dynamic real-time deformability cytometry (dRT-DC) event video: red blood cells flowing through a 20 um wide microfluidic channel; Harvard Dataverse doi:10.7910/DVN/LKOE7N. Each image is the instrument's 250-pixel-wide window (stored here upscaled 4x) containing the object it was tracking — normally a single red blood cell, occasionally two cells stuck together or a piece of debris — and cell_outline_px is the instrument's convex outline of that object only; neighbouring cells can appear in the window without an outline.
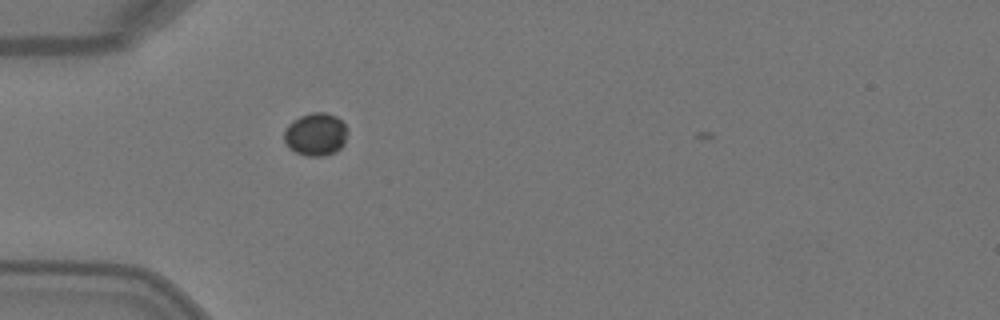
{"species": "Egyptian fruit bat (a non-hibernating species)", "species_latin": "Rousettus aegyptiacus", "temperature_condition": "warm", "stored_images_in_passage": 1, "camera_frame_rate_fps": 3000, "um_per_image_px": 0.085, "animal": {"sex": "female"}, "frame": {"image": 1, "passage_image": 1, "time_ms": 0.0, "image_size_px": [1000, 320], "cell_outline_px": [[348, 132], [344, 144], [336, 152], [324, 156], [308, 156], [296, 152], [288, 148], [284, 140], [284, 132], [288, 124], [292, 120], [300, 116], [312, 112], [324, 112], [336, 116], [348, 128]], "centroid_in_image_um": [26.84, 11.42], "position_along_channel_um": 58.2, "area_um2": 16.01}}